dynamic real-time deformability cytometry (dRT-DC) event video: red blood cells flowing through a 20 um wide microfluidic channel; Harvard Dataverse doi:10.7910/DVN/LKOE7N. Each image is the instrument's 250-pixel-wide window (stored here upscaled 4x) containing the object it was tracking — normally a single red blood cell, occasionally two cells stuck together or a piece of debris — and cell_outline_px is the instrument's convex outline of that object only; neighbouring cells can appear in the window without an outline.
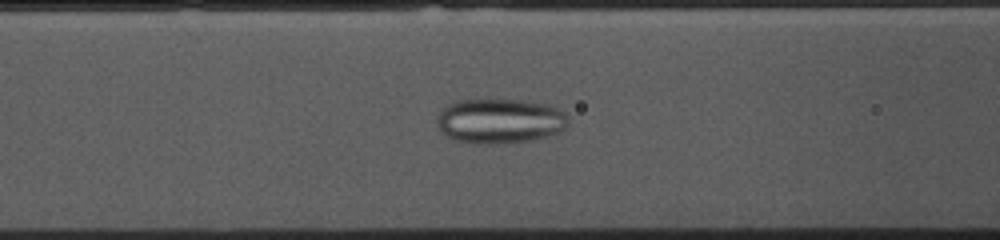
{"species": "common noctule bat (a hibernating species)", "species_latin": "Nyctalus noctula", "temperature_condition": "cold", "stored_images_in_passage": 45, "camera_frame_rate_fps": 3000, "um_per_image_px": 0.085, "animal": {"sex": "female", "body_mass_g": 10.0, "forearm_length_mm": 53.1}, "frame": {"image": 1, "passage_image": 19, "time_ms": 6.0, "image_size_px": [1000, 240], "cell_outline_px": [[568, 124], [560, 132], [532, 140], [484, 144], [476, 144], [456, 140], [448, 136], [440, 128], [436, 120], [436, 116], [448, 104], [456, 100], [524, 100], [548, 104], [564, 112], [568, 116]], "centroid_in_image_um": [42.5, 10.27], "position_along_channel_um": 124.1, "area_um2": 34.16}}
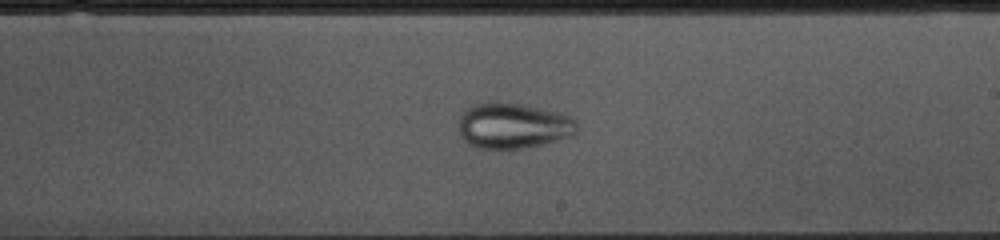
{"frame": {"image": 2, "passage_image": 29, "time_ms": 9.333, "image_size_px": [1000, 240], "cell_outline_px": [[576, 132], [572, 136], [540, 144], [520, 148], [480, 148], [464, 140], [460, 132], [460, 116], [472, 104], [520, 104], [560, 112], [572, 116], [576, 120]], "centroid_in_image_um": [43.67, 10.69], "position_along_channel_um": 245.3, "area_um2": 30.58}}
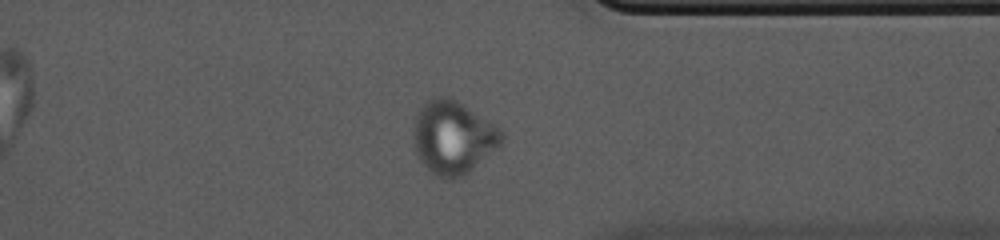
{"frame": {"image": 3, "passage_image": 40, "time_ms": 13.0, "image_size_px": [1000, 240], "cell_outline_px": [[504, 140], [496, 148], [464, 176], [448, 180], [444, 180], [432, 176], [428, 172], [416, 156], [412, 136], [412, 124], [420, 108], [432, 96], [448, 96], [464, 104], [500, 128], [504, 132]], "centroid_in_image_um": [38.46, 11.7], "position_along_channel_um": 372.9, "area_um2": 38.32}}